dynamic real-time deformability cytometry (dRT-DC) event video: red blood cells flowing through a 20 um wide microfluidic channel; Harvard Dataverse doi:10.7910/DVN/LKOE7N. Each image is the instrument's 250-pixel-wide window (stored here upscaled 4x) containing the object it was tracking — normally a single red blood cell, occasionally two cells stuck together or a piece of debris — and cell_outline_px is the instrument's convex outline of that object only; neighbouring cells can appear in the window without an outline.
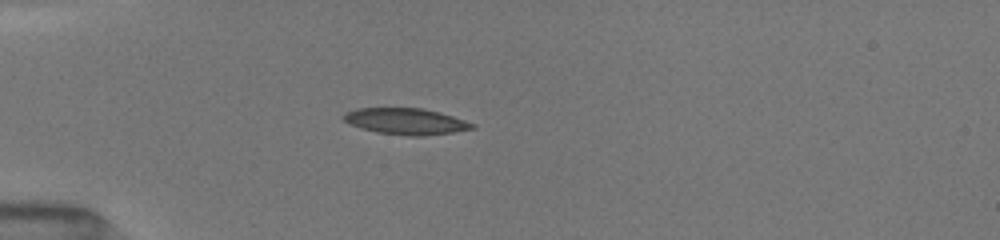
{"species": "common noctule bat (a hibernating species)", "species_latin": "Nyctalus noctula", "temperature_condition": "room temperature", "stored_images_in_passage": 11, "camera_frame_rate_fps": 3000, "um_per_image_px": 0.085, "animal": {"sex": "female", "body_mass_g": 19.5, "forearm_length_mm": 54.1}, "frame": {"image": 1, "passage_image": 8, "time_ms": 4.0, "image_size_px": [1000, 240], "cell_outline_px": [[476, 128], [452, 132], [424, 136], [412, 136], [376, 132], [360, 128], [344, 120], [340, 116], [356, 108], [424, 108], [440, 112], [476, 124]], "centroid_in_image_um": [34.51, 10.31], "position_along_channel_um": 50.5, "area_um2": 19.65}}
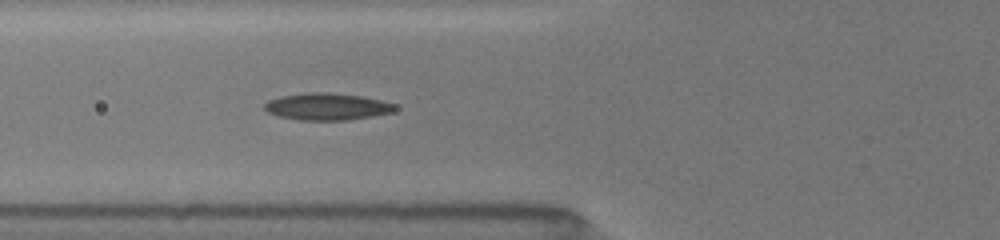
{"frame": {"image": 2, "passage_image": 11, "time_ms": 5.667, "image_size_px": [1000, 240], "cell_outline_px": [[400, 108], [392, 112], [372, 116], [348, 120], [300, 120], [280, 116], [268, 112], [264, 108], [264, 104], [268, 100], [280, 96], [304, 92], [328, 92], [360, 96], [380, 100], [396, 104]], "centroid_in_image_um": [27.81, 9.05], "position_along_channel_um": 98.0, "area_um2": 20.58}}